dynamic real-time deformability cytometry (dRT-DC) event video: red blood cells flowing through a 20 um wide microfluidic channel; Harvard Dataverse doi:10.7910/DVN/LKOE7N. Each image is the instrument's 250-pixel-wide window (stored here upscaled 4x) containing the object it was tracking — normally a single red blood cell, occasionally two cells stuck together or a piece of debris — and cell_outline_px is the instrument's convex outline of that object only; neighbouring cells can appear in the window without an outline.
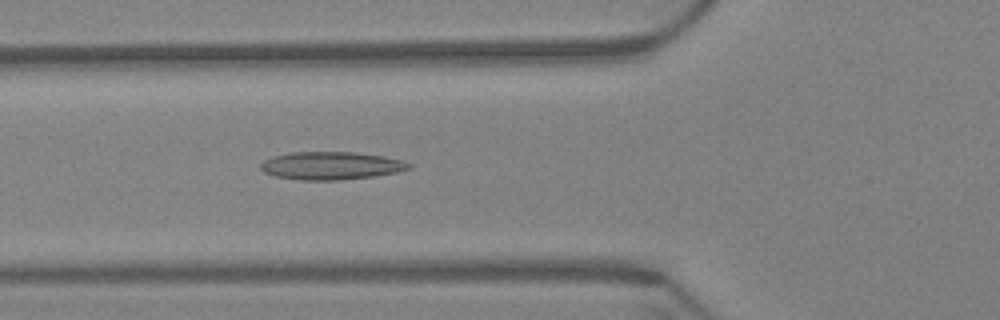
{"species": "Egyptian fruit bat (a non-hibernating species)", "species_latin": "Rousettus aegyptiacus", "temperature_condition": "warm", "stored_images_in_passage": 60, "camera_frame_rate_fps": 3000, "um_per_image_px": 0.085, "animal": {"sex": "female"}, "frame": {"image": 1, "passage_image": 22, "time_ms": 7.0, "image_size_px": [1000, 320], "cell_outline_px": [[412, 168], [396, 172], [372, 176], [336, 180], [296, 180], [276, 176], [264, 172], [260, 168], [260, 164], [264, 160], [272, 156], [292, 152], [356, 152], [384, 156], [400, 160], [412, 164]], "centroid_in_image_um": [28.11, 14.08], "position_along_channel_um": 97.7, "area_um2": 24.04}}
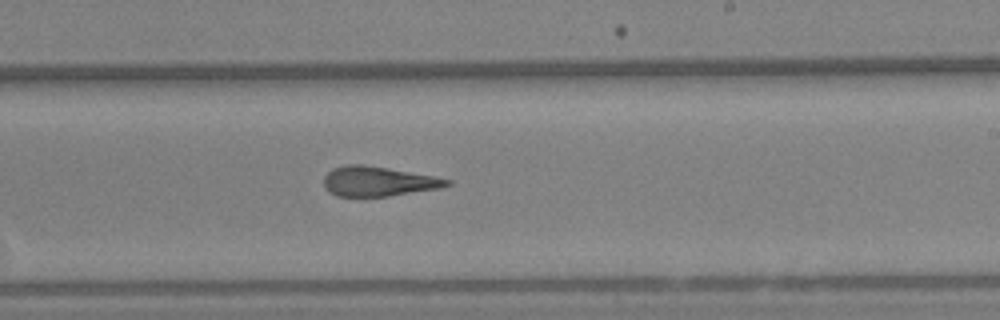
{"frame": {"image": 2, "passage_image": 36, "time_ms": 11.667, "image_size_px": [1000, 320], "cell_outline_px": [[452, 184], [440, 188], [388, 196], [336, 196], [328, 192], [324, 188], [324, 176], [332, 168], [348, 164], [364, 164], [388, 168], [432, 176], [452, 180]], "centroid_in_image_um": [32.11, 15.41], "position_along_channel_um": 256.9, "area_um2": 21.33}}
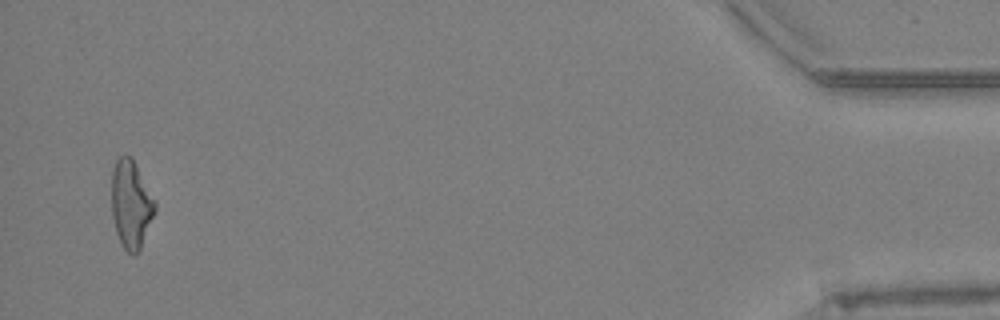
{"frame": {"image": 3, "passage_image": 58, "time_ms": 19.0, "image_size_px": [1000, 320], "cell_outline_px": [[156, 212], [140, 248], [132, 256], [124, 248], [116, 232], [112, 216], [112, 168], [116, 160], [120, 156], [132, 156], [156, 204]], "centroid_in_image_um": [11.13, 17.35], "position_along_channel_um": 424.1, "area_um2": 22.02}, "authors_computed_cell_mechanics": {"area_um2": 22.4264, "velocity_mm_per_s": 3.4246, "shape_relaxation_time_tau1_ms": null, "shape_relaxation_time_tau2_ms": 3.2038, "deformation_change_tau1": null, "deformation_change_tau2": 0.1506}}